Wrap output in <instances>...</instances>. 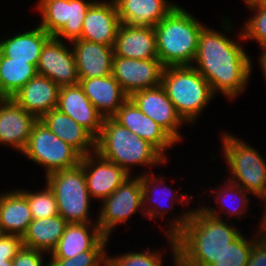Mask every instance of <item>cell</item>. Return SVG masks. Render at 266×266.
I'll use <instances>...</instances> for the list:
<instances>
[{
  "label": "cell",
  "instance_id": "obj_45",
  "mask_svg": "<svg viewBox=\"0 0 266 266\" xmlns=\"http://www.w3.org/2000/svg\"><path fill=\"white\" fill-rule=\"evenodd\" d=\"M170 266H181L178 262L176 264L170 265Z\"/></svg>",
  "mask_w": 266,
  "mask_h": 266
},
{
  "label": "cell",
  "instance_id": "obj_40",
  "mask_svg": "<svg viewBox=\"0 0 266 266\" xmlns=\"http://www.w3.org/2000/svg\"><path fill=\"white\" fill-rule=\"evenodd\" d=\"M260 55L257 57L258 58V64L262 72V76L265 78L264 82H266V46L260 48Z\"/></svg>",
  "mask_w": 266,
  "mask_h": 266
},
{
  "label": "cell",
  "instance_id": "obj_32",
  "mask_svg": "<svg viewBox=\"0 0 266 266\" xmlns=\"http://www.w3.org/2000/svg\"><path fill=\"white\" fill-rule=\"evenodd\" d=\"M38 74L28 61H11L2 54L0 60V98H9Z\"/></svg>",
  "mask_w": 266,
  "mask_h": 266
},
{
  "label": "cell",
  "instance_id": "obj_38",
  "mask_svg": "<svg viewBox=\"0 0 266 266\" xmlns=\"http://www.w3.org/2000/svg\"><path fill=\"white\" fill-rule=\"evenodd\" d=\"M22 247V236L0 234V261L13 260Z\"/></svg>",
  "mask_w": 266,
  "mask_h": 266
},
{
  "label": "cell",
  "instance_id": "obj_33",
  "mask_svg": "<svg viewBox=\"0 0 266 266\" xmlns=\"http://www.w3.org/2000/svg\"><path fill=\"white\" fill-rule=\"evenodd\" d=\"M257 231V232H256ZM250 237L243 232L228 244L218 259L210 266H246L254 239L260 234L259 228ZM248 236V237H247ZM252 237V238H251Z\"/></svg>",
  "mask_w": 266,
  "mask_h": 266
},
{
  "label": "cell",
  "instance_id": "obj_29",
  "mask_svg": "<svg viewBox=\"0 0 266 266\" xmlns=\"http://www.w3.org/2000/svg\"><path fill=\"white\" fill-rule=\"evenodd\" d=\"M97 223H68L48 258H72L90 250L102 237Z\"/></svg>",
  "mask_w": 266,
  "mask_h": 266
},
{
  "label": "cell",
  "instance_id": "obj_23",
  "mask_svg": "<svg viewBox=\"0 0 266 266\" xmlns=\"http://www.w3.org/2000/svg\"><path fill=\"white\" fill-rule=\"evenodd\" d=\"M60 87L46 76L37 74L12 98L38 119L57 108Z\"/></svg>",
  "mask_w": 266,
  "mask_h": 266
},
{
  "label": "cell",
  "instance_id": "obj_18",
  "mask_svg": "<svg viewBox=\"0 0 266 266\" xmlns=\"http://www.w3.org/2000/svg\"><path fill=\"white\" fill-rule=\"evenodd\" d=\"M224 178L222 185L220 183V187L215 185V188L207 189L208 196L206 197L210 195V198H213L214 207L210 206L211 202H205V204L199 202L197 205L211 216L221 219L224 216L225 220L228 219V221L232 222L234 220L240 221L243 218V221L246 214L250 213L248 209L251 208L250 202H252L251 199L254 196L242 187L226 179V177Z\"/></svg>",
  "mask_w": 266,
  "mask_h": 266
},
{
  "label": "cell",
  "instance_id": "obj_12",
  "mask_svg": "<svg viewBox=\"0 0 266 266\" xmlns=\"http://www.w3.org/2000/svg\"><path fill=\"white\" fill-rule=\"evenodd\" d=\"M70 42L50 36L44 43L37 72L51 79L60 88L79 84L74 52Z\"/></svg>",
  "mask_w": 266,
  "mask_h": 266
},
{
  "label": "cell",
  "instance_id": "obj_43",
  "mask_svg": "<svg viewBox=\"0 0 266 266\" xmlns=\"http://www.w3.org/2000/svg\"><path fill=\"white\" fill-rule=\"evenodd\" d=\"M244 1L243 3H245V5H250V4H253V3H257L259 0H242Z\"/></svg>",
  "mask_w": 266,
  "mask_h": 266
},
{
  "label": "cell",
  "instance_id": "obj_2",
  "mask_svg": "<svg viewBox=\"0 0 266 266\" xmlns=\"http://www.w3.org/2000/svg\"><path fill=\"white\" fill-rule=\"evenodd\" d=\"M194 206L187 224L175 236L177 262L181 266H210L242 229L236 226L237 221L211 216L198 205Z\"/></svg>",
  "mask_w": 266,
  "mask_h": 266
},
{
  "label": "cell",
  "instance_id": "obj_16",
  "mask_svg": "<svg viewBox=\"0 0 266 266\" xmlns=\"http://www.w3.org/2000/svg\"><path fill=\"white\" fill-rule=\"evenodd\" d=\"M37 121L13 98H0V145L22 154Z\"/></svg>",
  "mask_w": 266,
  "mask_h": 266
},
{
  "label": "cell",
  "instance_id": "obj_37",
  "mask_svg": "<svg viewBox=\"0 0 266 266\" xmlns=\"http://www.w3.org/2000/svg\"><path fill=\"white\" fill-rule=\"evenodd\" d=\"M46 256V253L42 251L23 246L12 263L13 266H49V263H46L49 261H45Z\"/></svg>",
  "mask_w": 266,
  "mask_h": 266
},
{
  "label": "cell",
  "instance_id": "obj_22",
  "mask_svg": "<svg viewBox=\"0 0 266 266\" xmlns=\"http://www.w3.org/2000/svg\"><path fill=\"white\" fill-rule=\"evenodd\" d=\"M79 79H90L112 74L113 47L76 39L70 42Z\"/></svg>",
  "mask_w": 266,
  "mask_h": 266
},
{
  "label": "cell",
  "instance_id": "obj_13",
  "mask_svg": "<svg viewBox=\"0 0 266 266\" xmlns=\"http://www.w3.org/2000/svg\"><path fill=\"white\" fill-rule=\"evenodd\" d=\"M129 98L149 118L160 125L177 143L184 139L182 126L188 125L178 114L164 88L144 89L133 93Z\"/></svg>",
  "mask_w": 266,
  "mask_h": 266
},
{
  "label": "cell",
  "instance_id": "obj_41",
  "mask_svg": "<svg viewBox=\"0 0 266 266\" xmlns=\"http://www.w3.org/2000/svg\"><path fill=\"white\" fill-rule=\"evenodd\" d=\"M261 218L259 219L258 228L260 231V234L266 239V209L262 210Z\"/></svg>",
  "mask_w": 266,
  "mask_h": 266
},
{
  "label": "cell",
  "instance_id": "obj_14",
  "mask_svg": "<svg viewBox=\"0 0 266 266\" xmlns=\"http://www.w3.org/2000/svg\"><path fill=\"white\" fill-rule=\"evenodd\" d=\"M163 69L159 59L113 56L112 75L128 97L137 91L160 86Z\"/></svg>",
  "mask_w": 266,
  "mask_h": 266
},
{
  "label": "cell",
  "instance_id": "obj_24",
  "mask_svg": "<svg viewBox=\"0 0 266 266\" xmlns=\"http://www.w3.org/2000/svg\"><path fill=\"white\" fill-rule=\"evenodd\" d=\"M122 24L155 27L178 3L170 0H113Z\"/></svg>",
  "mask_w": 266,
  "mask_h": 266
},
{
  "label": "cell",
  "instance_id": "obj_20",
  "mask_svg": "<svg viewBox=\"0 0 266 266\" xmlns=\"http://www.w3.org/2000/svg\"><path fill=\"white\" fill-rule=\"evenodd\" d=\"M57 109L75 120L95 138L99 136L104 117L90 102L79 84L59 89Z\"/></svg>",
  "mask_w": 266,
  "mask_h": 266
},
{
  "label": "cell",
  "instance_id": "obj_30",
  "mask_svg": "<svg viewBox=\"0 0 266 266\" xmlns=\"http://www.w3.org/2000/svg\"><path fill=\"white\" fill-rule=\"evenodd\" d=\"M68 222L61 216L33 219L23 235V246L47 255L55 249Z\"/></svg>",
  "mask_w": 266,
  "mask_h": 266
},
{
  "label": "cell",
  "instance_id": "obj_42",
  "mask_svg": "<svg viewBox=\"0 0 266 266\" xmlns=\"http://www.w3.org/2000/svg\"><path fill=\"white\" fill-rule=\"evenodd\" d=\"M0 266H13L12 260L0 261Z\"/></svg>",
  "mask_w": 266,
  "mask_h": 266
},
{
  "label": "cell",
  "instance_id": "obj_7",
  "mask_svg": "<svg viewBox=\"0 0 266 266\" xmlns=\"http://www.w3.org/2000/svg\"><path fill=\"white\" fill-rule=\"evenodd\" d=\"M157 173L140 174V179L143 188V209L145 219L149 221L161 218L165 222L166 214L172 213L173 217L168 218L167 223L164 224L165 230L162 227V233L164 235L176 236L187 224L189 215L192 213L194 206L187 208L191 202H198L194 200V195H187L185 192H179L180 190H174L173 187L166 184L165 176H156ZM164 196V197H163ZM180 204L182 207L186 206L178 215L173 214L176 204ZM173 209V210H172Z\"/></svg>",
  "mask_w": 266,
  "mask_h": 266
},
{
  "label": "cell",
  "instance_id": "obj_46",
  "mask_svg": "<svg viewBox=\"0 0 266 266\" xmlns=\"http://www.w3.org/2000/svg\"><path fill=\"white\" fill-rule=\"evenodd\" d=\"M1 57H2V51H1V45H0V60H1Z\"/></svg>",
  "mask_w": 266,
  "mask_h": 266
},
{
  "label": "cell",
  "instance_id": "obj_3",
  "mask_svg": "<svg viewBox=\"0 0 266 266\" xmlns=\"http://www.w3.org/2000/svg\"><path fill=\"white\" fill-rule=\"evenodd\" d=\"M96 152L131 176L136 167L142 166L145 171L134 175L155 172L151 171L152 168L168 165V160L152 144L118 124L112 117L103 119L101 132L96 138Z\"/></svg>",
  "mask_w": 266,
  "mask_h": 266
},
{
  "label": "cell",
  "instance_id": "obj_34",
  "mask_svg": "<svg viewBox=\"0 0 266 266\" xmlns=\"http://www.w3.org/2000/svg\"><path fill=\"white\" fill-rule=\"evenodd\" d=\"M109 239L103 236L90 250L69 259L47 258L49 266H107Z\"/></svg>",
  "mask_w": 266,
  "mask_h": 266
},
{
  "label": "cell",
  "instance_id": "obj_27",
  "mask_svg": "<svg viewBox=\"0 0 266 266\" xmlns=\"http://www.w3.org/2000/svg\"><path fill=\"white\" fill-rule=\"evenodd\" d=\"M5 37L0 36L1 51L5 57L11 58V61H28L37 67L42 47L50 35L37 25Z\"/></svg>",
  "mask_w": 266,
  "mask_h": 266
},
{
  "label": "cell",
  "instance_id": "obj_21",
  "mask_svg": "<svg viewBox=\"0 0 266 266\" xmlns=\"http://www.w3.org/2000/svg\"><path fill=\"white\" fill-rule=\"evenodd\" d=\"M113 49L114 55L118 57L158 59L154 27L128 26L121 23Z\"/></svg>",
  "mask_w": 266,
  "mask_h": 266
},
{
  "label": "cell",
  "instance_id": "obj_25",
  "mask_svg": "<svg viewBox=\"0 0 266 266\" xmlns=\"http://www.w3.org/2000/svg\"><path fill=\"white\" fill-rule=\"evenodd\" d=\"M79 85L104 118L112 117L129 98L112 74L80 79Z\"/></svg>",
  "mask_w": 266,
  "mask_h": 266
},
{
  "label": "cell",
  "instance_id": "obj_28",
  "mask_svg": "<svg viewBox=\"0 0 266 266\" xmlns=\"http://www.w3.org/2000/svg\"><path fill=\"white\" fill-rule=\"evenodd\" d=\"M5 191H0V234L23 237L33 221L28 200L17 188Z\"/></svg>",
  "mask_w": 266,
  "mask_h": 266
},
{
  "label": "cell",
  "instance_id": "obj_8",
  "mask_svg": "<svg viewBox=\"0 0 266 266\" xmlns=\"http://www.w3.org/2000/svg\"><path fill=\"white\" fill-rule=\"evenodd\" d=\"M45 183L55 195L59 215L68 223H97V218H91L93 200L80 164L48 174Z\"/></svg>",
  "mask_w": 266,
  "mask_h": 266
},
{
  "label": "cell",
  "instance_id": "obj_9",
  "mask_svg": "<svg viewBox=\"0 0 266 266\" xmlns=\"http://www.w3.org/2000/svg\"><path fill=\"white\" fill-rule=\"evenodd\" d=\"M22 155L37 164V167L40 165L45 176L76 167L82 157L75 148L52 133L40 119L34 124Z\"/></svg>",
  "mask_w": 266,
  "mask_h": 266
},
{
  "label": "cell",
  "instance_id": "obj_1",
  "mask_svg": "<svg viewBox=\"0 0 266 266\" xmlns=\"http://www.w3.org/2000/svg\"><path fill=\"white\" fill-rule=\"evenodd\" d=\"M227 17L220 18L221 31L207 25L201 29L192 66L207 80L215 95L235 101L249 86L254 61L242 44L245 40L241 30L234 28V20ZM235 29L239 37L234 39L228 35Z\"/></svg>",
  "mask_w": 266,
  "mask_h": 266
},
{
  "label": "cell",
  "instance_id": "obj_44",
  "mask_svg": "<svg viewBox=\"0 0 266 266\" xmlns=\"http://www.w3.org/2000/svg\"><path fill=\"white\" fill-rule=\"evenodd\" d=\"M256 4L259 5V6L266 7V0H259Z\"/></svg>",
  "mask_w": 266,
  "mask_h": 266
},
{
  "label": "cell",
  "instance_id": "obj_4",
  "mask_svg": "<svg viewBox=\"0 0 266 266\" xmlns=\"http://www.w3.org/2000/svg\"><path fill=\"white\" fill-rule=\"evenodd\" d=\"M193 15L178 4L154 27L157 55L164 67L192 66L200 31L206 25Z\"/></svg>",
  "mask_w": 266,
  "mask_h": 266
},
{
  "label": "cell",
  "instance_id": "obj_17",
  "mask_svg": "<svg viewBox=\"0 0 266 266\" xmlns=\"http://www.w3.org/2000/svg\"><path fill=\"white\" fill-rule=\"evenodd\" d=\"M112 118L137 136L152 144L167 160V151L177 143L160 125L145 115L135 103L128 98Z\"/></svg>",
  "mask_w": 266,
  "mask_h": 266
},
{
  "label": "cell",
  "instance_id": "obj_15",
  "mask_svg": "<svg viewBox=\"0 0 266 266\" xmlns=\"http://www.w3.org/2000/svg\"><path fill=\"white\" fill-rule=\"evenodd\" d=\"M80 165L84 170L89 195L92 200L98 202L109 197L131 176L122 167L101 157L96 151L83 155Z\"/></svg>",
  "mask_w": 266,
  "mask_h": 266
},
{
  "label": "cell",
  "instance_id": "obj_19",
  "mask_svg": "<svg viewBox=\"0 0 266 266\" xmlns=\"http://www.w3.org/2000/svg\"><path fill=\"white\" fill-rule=\"evenodd\" d=\"M121 25L113 0H96L88 9L79 39L114 47Z\"/></svg>",
  "mask_w": 266,
  "mask_h": 266
},
{
  "label": "cell",
  "instance_id": "obj_26",
  "mask_svg": "<svg viewBox=\"0 0 266 266\" xmlns=\"http://www.w3.org/2000/svg\"><path fill=\"white\" fill-rule=\"evenodd\" d=\"M40 120L64 142L70 144L82 156L96 151V138L67 114L57 108L43 115Z\"/></svg>",
  "mask_w": 266,
  "mask_h": 266
},
{
  "label": "cell",
  "instance_id": "obj_6",
  "mask_svg": "<svg viewBox=\"0 0 266 266\" xmlns=\"http://www.w3.org/2000/svg\"><path fill=\"white\" fill-rule=\"evenodd\" d=\"M161 86L188 127L195 126L216 97L210 84L193 66L164 67Z\"/></svg>",
  "mask_w": 266,
  "mask_h": 266
},
{
  "label": "cell",
  "instance_id": "obj_39",
  "mask_svg": "<svg viewBox=\"0 0 266 266\" xmlns=\"http://www.w3.org/2000/svg\"><path fill=\"white\" fill-rule=\"evenodd\" d=\"M246 266H266V239L261 234L253 241Z\"/></svg>",
  "mask_w": 266,
  "mask_h": 266
},
{
  "label": "cell",
  "instance_id": "obj_36",
  "mask_svg": "<svg viewBox=\"0 0 266 266\" xmlns=\"http://www.w3.org/2000/svg\"><path fill=\"white\" fill-rule=\"evenodd\" d=\"M246 8L251 15L246 18L241 29L243 39L258 43L259 48L266 46V7L259 6L256 3L247 5ZM251 40V41H250Z\"/></svg>",
  "mask_w": 266,
  "mask_h": 266
},
{
  "label": "cell",
  "instance_id": "obj_10",
  "mask_svg": "<svg viewBox=\"0 0 266 266\" xmlns=\"http://www.w3.org/2000/svg\"><path fill=\"white\" fill-rule=\"evenodd\" d=\"M96 0H37L38 24L50 36L71 42L81 37L86 13Z\"/></svg>",
  "mask_w": 266,
  "mask_h": 266
},
{
  "label": "cell",
  "instance_id": "obj_5",
  "mask_svg": "<svg viewBox=\"0 0 266 266\" xmlns=\"http://www.w3.org/2000/svg\"><path fill=\"white\" fill-rule=\"evenodd\" d=\"M219 134L220 153L229 173L227 179L253 194L254 200L262 201V209H266V157L258 148L231 132L223 129Z\"/></svg>",
  "mask_w": 266,
  "mask_h": 266
},
{
  "label": "cell",
  "instance_id": "obj_31",
  "mask_svg": "<svg viewBox=\"0 0 266 266\" xmlns=\"http://www.w3.org/2000/svg\"><path fill=\"white\" fill-rule=\"evenodd\" d=\"M165 236V237H164ZM163 238L166 239L165 242L168 243V247L165 246L166 248H163L164 252H162L160 249L159 251H156L155 248L150 249L149 246L147 248H143L141 251H127L124 253H116L115 255H109L107 254V266H164L165 263L163 261V257L165 252L167 250L165 249H170L171 254L169 255L172 256L169 260H171L172 264L177 263V245L175 241L174 236H169V235H163ZM170 247V248H169ZM149 248V249H148ZM153 250V251H152Z\"/></svg>",
  "mask_w": 266,
  "mask_h": 266
},
{
  "label": "cell",
  "instance_id": "obj_35",
  "mask_svg": "<svg viewBox=\"0 0 266 266\" xmlns=\"http://www.w3.org/2000/svg\"><path fill=\"white\" fill-rule=\"evenodd\" d=\"M43 189L34 191L18 188V190L27 198L29 208L33 219H41L59 215L57 200L53 191L45 183Z\"/></svg>",
  "mask_w": 266,
  "mask_h": 266
},
{
  "label": "cell",
  "instance_id": "obj_11",
  "mask_svg": "<svg viewBox=\"0 0 266 266\" xmlns=\"http://www.w3.org/2000/svg\"><path fill=\"white\" fill-rule=\"evenodd\" d=\"M97 224L104 236L111 238L115 228L126 225L132 215L142 214L143 218V188L140 175L127 178L109 197L99 202Z\"/></svg>",
  "mask_w": 266,
  "mask_h": 266
}]
</instances>
